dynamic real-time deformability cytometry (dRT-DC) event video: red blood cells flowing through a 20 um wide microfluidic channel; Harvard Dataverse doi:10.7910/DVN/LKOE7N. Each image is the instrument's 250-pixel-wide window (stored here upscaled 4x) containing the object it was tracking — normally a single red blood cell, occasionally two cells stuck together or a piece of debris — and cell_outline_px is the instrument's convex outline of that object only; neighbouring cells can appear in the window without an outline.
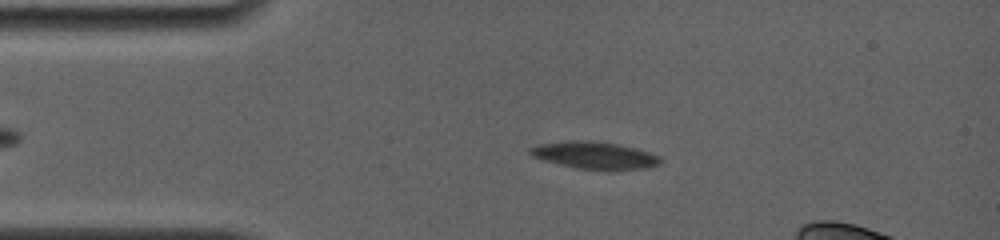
{"species": "common noctule bat (a hibernating species)", "species_latin": "Nyctalus noctula", "temperature_condition": "room temperature", "stored_images_in_passage": 27, "camera_frame_rate_fps": 4000, "um_per_image_px": 0.085, "animal": {"sex": "female", "body_mass_g": 19.0, "forearm_length_mm": 56.7}, "frame": {"image": 1, "passage_image": 1, "time_ms": 0.0, "image_size_px": [1000, 240], "cell_outline_px": [[664, 160], [660, 164], [648, 168], [576, 168], [544, 160], [532, 156], [528, 152], [528, 148], [540, 144], [568, 140], [588, 140], [616, 144], [636, 148], [660, 156]], "centroid_in_image_um": [50.53, 13.17], "position_along_channel_um": 34.5, "area_um2": 20.17}}
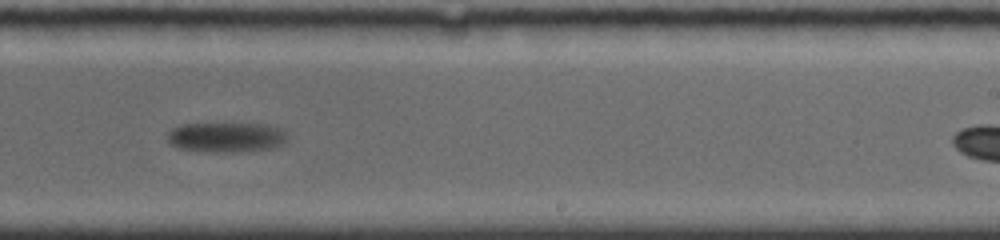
{"frame": {"image": 2, "passage_image": 13, "time_ms": 7.75, "image_size_px": [1000, 240], "cell_outline_px": [[288, 140], [276, 148], [232, 152], [200, 152], [180, 148], [172, 144], [168, 140], [168, 132], [172, 128], [180, 124], [268, 124], [280, 128], [288, 136]], "centroid_in_image_um": [19.26, 11.67], "position_along_channel_um": 269.7, "area_um2": 21.1}}
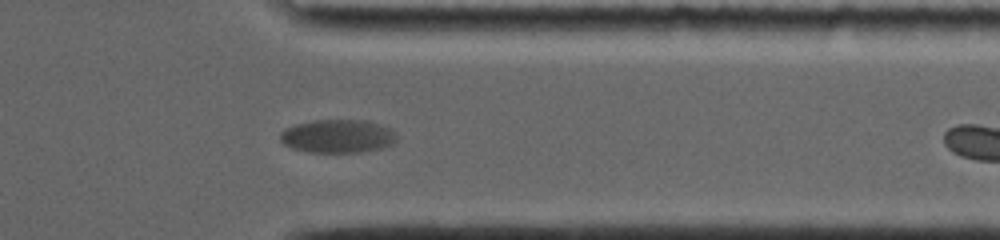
{"frame": {"image": 3, "passage_image": 22, "time_ms": 11.0, "image_size_px": [1000, 240], "cell_outline_px": [[396, 140], [392, 144], [380, 148], [360, 152], [308, 152], [292, 148], [284, 144], [280, 140], [280, 132], [284, 128], [296, 124], [312, 120], [364, 120], [392, 128], [396, 132]], "centroid_in_image_um": [28.69, 11.57], "position_along_channel_um": 382.7, "area_um2": 22.72}, "authors_computed_cell_mechanics": {"area_um2": 22.8888, "velocity_mm_per_s": 3.4469, "shape_relaxation_time_tau1_ms": 1.6838, "shape_relaxation_time_tau2_ms": null, "deformation_change_tau1": 0.0581, "deformation_change_tau2": null}}